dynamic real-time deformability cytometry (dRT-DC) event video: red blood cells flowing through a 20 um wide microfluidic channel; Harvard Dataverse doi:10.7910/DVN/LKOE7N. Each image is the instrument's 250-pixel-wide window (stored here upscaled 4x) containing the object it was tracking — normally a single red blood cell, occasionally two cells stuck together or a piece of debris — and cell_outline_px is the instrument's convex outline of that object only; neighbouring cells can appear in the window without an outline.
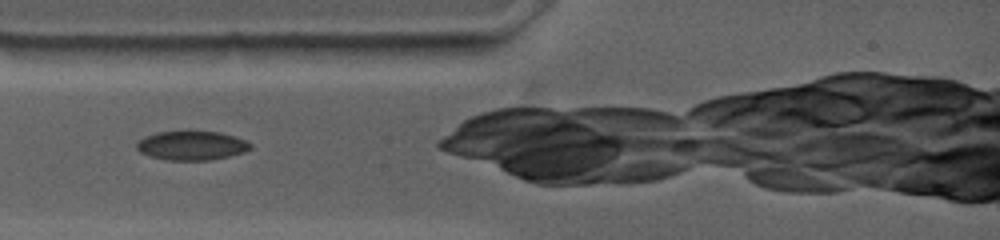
{"species": "common noctule bat (a hibernating species)", "species_latin": "Nyctalus noctula", "temperature_condition": "warm", "stored_images_in_passage": 5, "camera_frame_rate_fps": 4500, "um_per_image_px": 0.085, "animal": {"sex": "female", "body_mass_g": 19.0, "forearm_length_mm": 53.3}, "frame": {"image": 1, "passage_image": 1, "time_ms": 0.0, "image_size_px": [1000, 240], "cell_outline_px": [[252, 148], [244, 152], [228, 156], [208, 160], [168, 160], [152, 156], [140, 152], [136, 148], [136, 140], [144, 136], [156, 132], [188, 128], [192, 128], [220, 132], [236, 136], [252, 144]], "centroid_in_image_um": [16.27, 12.31], "position_along_channel_um": 68.7, "area_um2": 20.17}}